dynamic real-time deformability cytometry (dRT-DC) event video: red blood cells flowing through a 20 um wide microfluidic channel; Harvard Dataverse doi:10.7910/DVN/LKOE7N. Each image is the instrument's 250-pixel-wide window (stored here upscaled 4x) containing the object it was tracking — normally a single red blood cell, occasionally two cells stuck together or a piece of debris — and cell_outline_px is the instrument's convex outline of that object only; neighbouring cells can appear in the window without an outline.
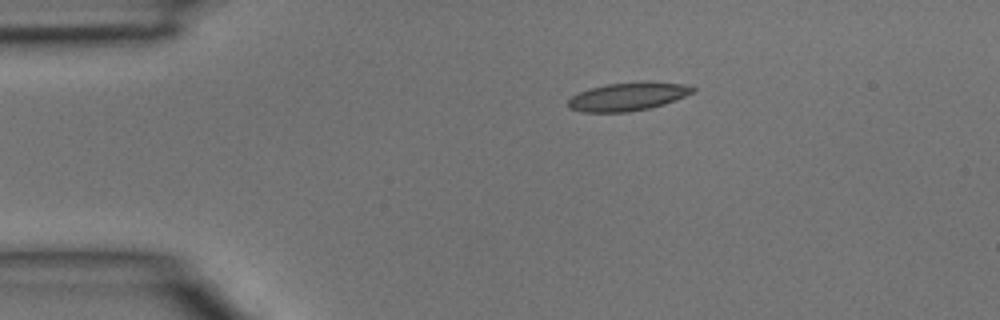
{"species": "common noctule bat (a hibernating species)", "species_latin": "Nyctalus noctula", "temperature_condition": "room temperature", "stored_images_in_passage": 2, "camera_frame_rate_fps": 3000, "um_per_image_px": 0.085, "animal": {"sex": "male", "body_mass_g": 15.6}, "frame": {"image": 1, "passage_image": 1, "time_ms": 0.0, "image_size_px": [1000, 320], "cell_outline_px": [[696, 92], [664, 104], [648, 108], [628, 112], [580, 112], [568, 108], [568, 100], [572, 96], [588, 88], [604, 84], [644, 80], [684, 84], [696, 88]], "centroid_in_image_um": [53.37, 8.19], "position_along_channel_um": 31.6, "area_um2": 20.92}}